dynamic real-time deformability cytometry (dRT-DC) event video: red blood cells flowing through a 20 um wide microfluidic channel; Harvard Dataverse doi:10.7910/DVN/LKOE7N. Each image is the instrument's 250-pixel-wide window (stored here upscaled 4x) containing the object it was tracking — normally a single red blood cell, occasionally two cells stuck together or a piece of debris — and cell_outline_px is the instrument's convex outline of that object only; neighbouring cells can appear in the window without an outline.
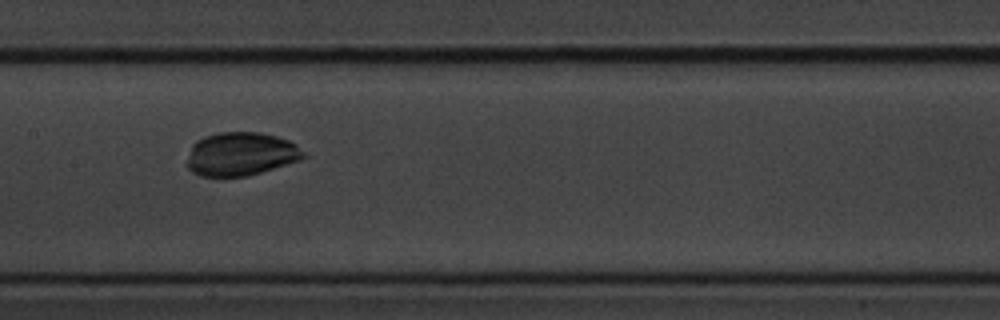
{"species": "common noctule bat (a hibernating species)", "species_latin": "Nyctalus noctula", "temperature_condition": "cold", "stored_images_in_passage": 4, "camera_frame_rate_fps": 3000, "um_per_image_px": 0.085, "animal": {"sex": "male", "body_mass_g": 20.1, "forearm_length_mm": 53.5}, "frame": {"image": 1, "passage_image": 4, "time_ms": 1.0, "image_size_px": [1000, 320], "cell_outline_px": [[308, 156], [300, 160], [248, 176], [200, 176], [192, 172], [188, 168], [188, 160], [192, 144], [196, 140], [204, 136], [220, 132], [260, 132], [276, 136], [288, 140], [296, 144]], "centroid_in_image_um": [20.49, 13.08], "position_along_channel_um": 186.9, "area_um2": 29.48}}